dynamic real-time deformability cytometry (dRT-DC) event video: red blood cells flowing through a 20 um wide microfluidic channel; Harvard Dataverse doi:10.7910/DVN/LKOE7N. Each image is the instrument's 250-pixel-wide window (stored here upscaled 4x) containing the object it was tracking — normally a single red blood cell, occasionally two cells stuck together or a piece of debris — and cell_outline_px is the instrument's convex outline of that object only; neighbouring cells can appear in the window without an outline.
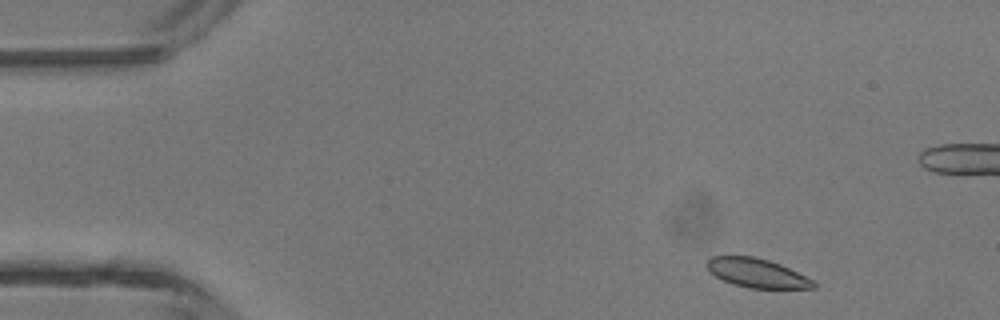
{"species": "common noctule bat (a hibernating species)", "species_latin": "Nyctalus noctula", "temperature_condition": "room temperature", "stored_images_in_passage": 3, "camera_frame_rate_fps": 3000, "um_per_image_px": 0.085, "animal": {"sex": "male", "body_mass_g": 13.3}, "frame": {"image": 1, "passage_image": 1, "time_ms": 0.0, "image_size_px": [1000, 320], "cell_outline_px": [[816, 288], [748, 288], [732, 284], [708, 272], [704, 264], [712, 256], [752, 256], [768, 260], [780, 264], [812, 280], [816, 284]], "centroid_in_image_um": [64.27, 23.2], "position_along_channel_um": 20.7, "area_um2": 17.92}}